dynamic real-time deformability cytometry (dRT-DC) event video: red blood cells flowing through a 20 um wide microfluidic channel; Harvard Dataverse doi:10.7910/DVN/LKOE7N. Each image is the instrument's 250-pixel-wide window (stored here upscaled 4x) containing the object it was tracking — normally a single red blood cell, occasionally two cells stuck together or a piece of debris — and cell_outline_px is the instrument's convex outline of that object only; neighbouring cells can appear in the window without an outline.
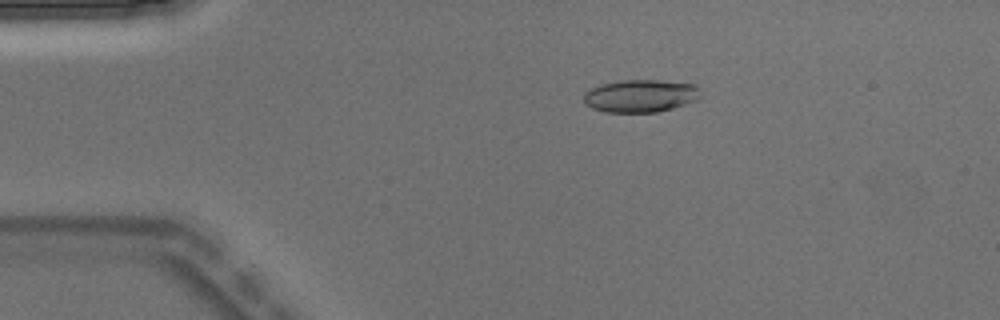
{"species": "Egyptian fruit bat (a non-hibernating species)", "species_latin": "Rousettus aegyptiacus", "temperature_condition": "warm", "stored_images_in_passage": 3, "camera_frame_rate_fps": 3000, "um_per_image_px": 0.085, "animal": {"sex": "male"}, "frame": {"image": 1, "passage_image": 2, "time_ms": 0.333, "image_size_px": [1000, 320], "cell_outline_px": [[700, 96], [696, 100], [672, 108], [656, 112], [604, 112], [592, 108], [584, 104], [584, 92], [600, 84], [620, 80], [656, 80], [692, 84], [696, 88]], "centroid_in_image_um": [54.36, 8.15], "position_along_channel_um": 30.6, "area_um2": 22.02}}